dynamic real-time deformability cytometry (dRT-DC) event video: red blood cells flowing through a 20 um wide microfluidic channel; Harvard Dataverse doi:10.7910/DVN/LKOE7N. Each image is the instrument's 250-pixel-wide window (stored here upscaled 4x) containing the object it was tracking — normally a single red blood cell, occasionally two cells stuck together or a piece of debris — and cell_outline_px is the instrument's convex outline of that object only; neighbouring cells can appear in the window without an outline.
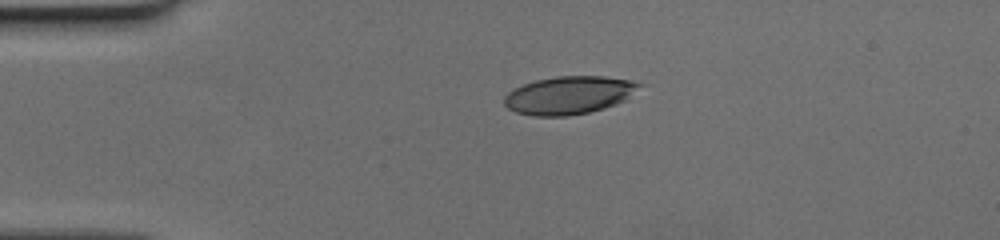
{"species": "human", "species_latin": "Homo sapiens", "temperature_condition": "cold", "stored_images_in_passage": 41, "camera_frame_rate_fps": 3000, "um_per_image_px": 0.085, "donor": {"sex": "female"}, "frame": {"image": 1, "passage_image": 1, "time_ms": 0.0, "image_size_px": [1000, 240], "cell_outline_px": [[644, 84], [624, 100], [616, 104], [604, 108], [588, 112], [568, 116], [532, 116], [516, 112], [508, 108], [504, 104], [504, 96], [512, 88], [536, 80], [556, 76], [604, 76], [628, 80]], "centroid_in_image_um": [48.33, 8.09], "position_along_channel_um": 36.7, "area_um2": 29.82}}
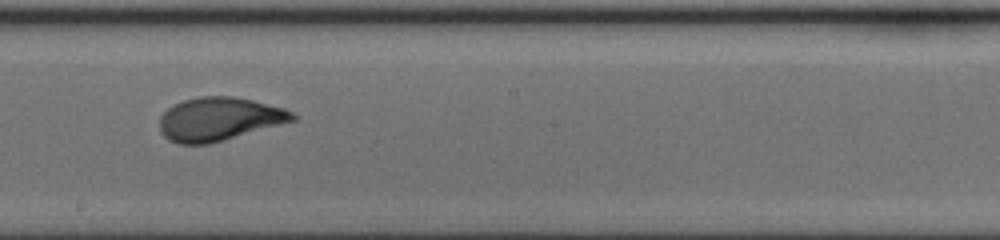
{"frame": {"image": 2, "passage_image": 19, "time_ms": 6.0, "image_size_px": [1000, 240], "cell_outline_px": [[296, 120], [224, 140], [208, 144], [180, 144], [168, 140], [160, 132], [160, 116], [168, 108], [184, 100], [200, 96], [232, 96], [252, 100], [284, 108], [292, 112], [296, 116]], "centroid_in_image_um": [18.61, 10.12], "position_along_channel_um": 229.6, "area_um2": 33.47}}
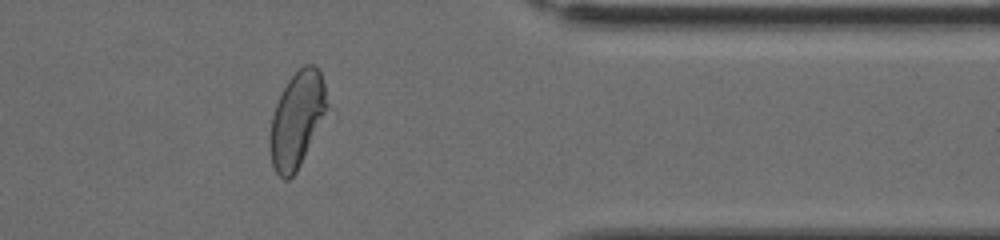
{"frame": {"image": 3, "passage_image": 32, "time_ms": 10.333, "image_size_px": [1000, 240], "cell_outline_px": [[332, 108], [296, 172], [288, 180], [284, 180], [276, 172], [272, 164], [272, 116], [276, 104], [288, 80], [304, 64], [312, 64], [320, 72]], "centroid_in_image_um": [25.34, 10.14], "position_along_channel_um": 386.1, "area_um2": 31.91}}